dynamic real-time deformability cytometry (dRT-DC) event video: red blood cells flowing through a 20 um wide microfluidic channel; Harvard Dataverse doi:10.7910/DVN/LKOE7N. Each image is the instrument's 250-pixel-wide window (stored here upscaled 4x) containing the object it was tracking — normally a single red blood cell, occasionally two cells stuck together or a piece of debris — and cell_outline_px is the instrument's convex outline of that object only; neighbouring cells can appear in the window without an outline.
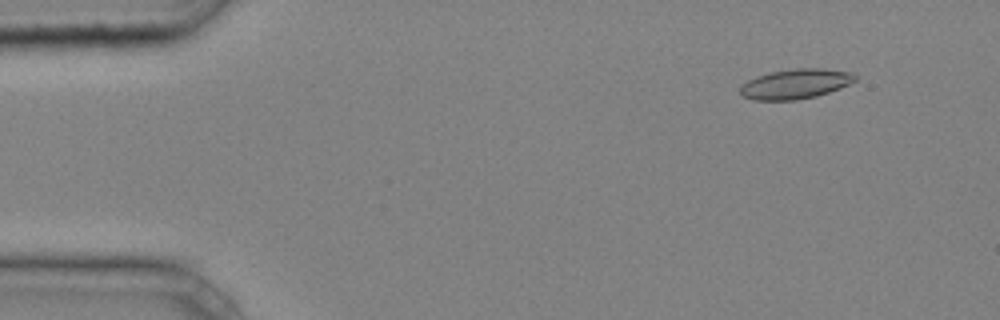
{"species": "common noctule bat (a hibernating species)", "species_latin": "Nyctalus noctula", "temperature_condition": "cold", "stored_images_in_passage": 38, "camera_frame_rate_fps": 3000, "um_per_image_px": 0.085, "animal": {"sex": "male", "body_mass_g": 20.4}, "frame": {"image": 1, "passage_image": 1, "time_ms": 0.0, "image_size_px": [1000, 320], "cell_outline_px": [[856, 80], [840, 88], [816, 96], [796, 100], [752, 100], [740, 96], [740, 84], [756, 76], [772, 72], [796, 68], [820, 68], [852, 72], [856, 76]], "centroid_in_image_um": [67.57, 7.14], "position_along_channel_um": 17.4, "area_um2": 20.06}}
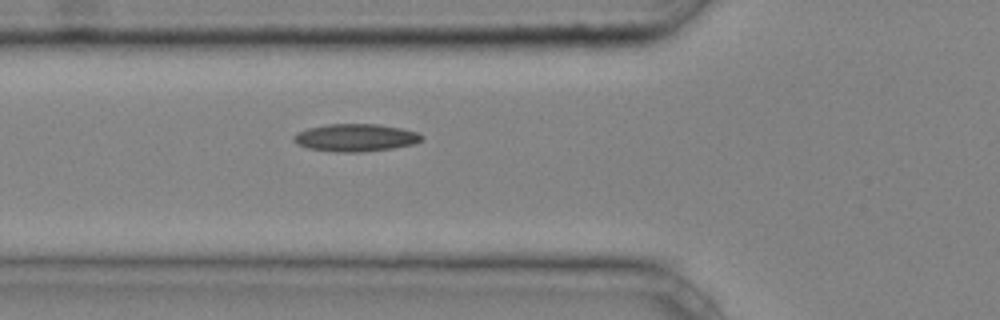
{"frame": {"image": 2, "passage_image": 13, "time_ms": 4.0, "image_size_px": [1000, 320], "cell_outline_px": [[424, 140], [412, 144], [392, 148], [360, 152], [336, 152], [308, 148], [296, 144], [292, 140], [292, 136], [296, 132], [308, 128], [328, 124], [376, 124], [400, 128], [420, 132], [424, 136]], "centroid_in_image_um": [30.21, 11.7], "position_along_channel_um": 95.6, "area_um2": 20.69}}
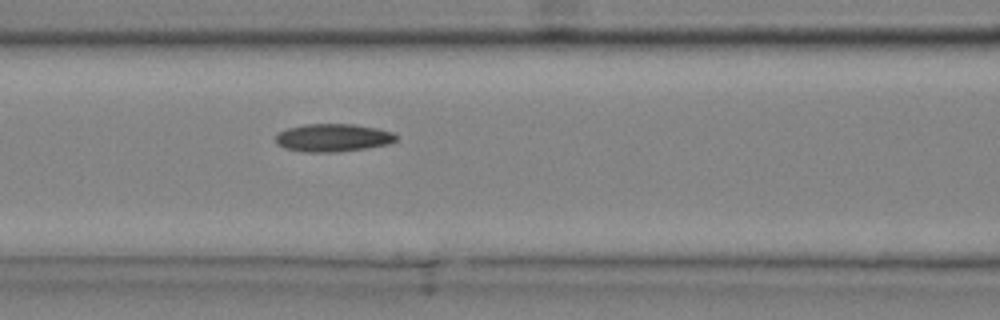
{"frame": {"image": 3, "passage_image": 16, "time_ms": 5.0, "image_size_px": [1000, 320], "cell_outline_px": [[396, 140], [388, 144], [368, 148], [336, 152], [300, 152], [284, 148], [276, 144], [276, 136], [280, 132], [288, 128], [304, 124], [352, 124], [376, 128], [392, 132], [396, 136]], "centroid_in_image_um": [28.27, 11.72], "position_along_channel_um": 138.3, "area_um2": 19.59}, "authors_computed_cell_mechanics": {"area_um2": 19.2474, "velocity_mm_per_s": 4.2411, "shape_relaxation_time_tau1_ms": 2.9722, "shape_relaxation_time_tau2_ms": 7.1212, "deformation_change_tau1": 0.0625, "deformation_change_tau2": 0.1272}}